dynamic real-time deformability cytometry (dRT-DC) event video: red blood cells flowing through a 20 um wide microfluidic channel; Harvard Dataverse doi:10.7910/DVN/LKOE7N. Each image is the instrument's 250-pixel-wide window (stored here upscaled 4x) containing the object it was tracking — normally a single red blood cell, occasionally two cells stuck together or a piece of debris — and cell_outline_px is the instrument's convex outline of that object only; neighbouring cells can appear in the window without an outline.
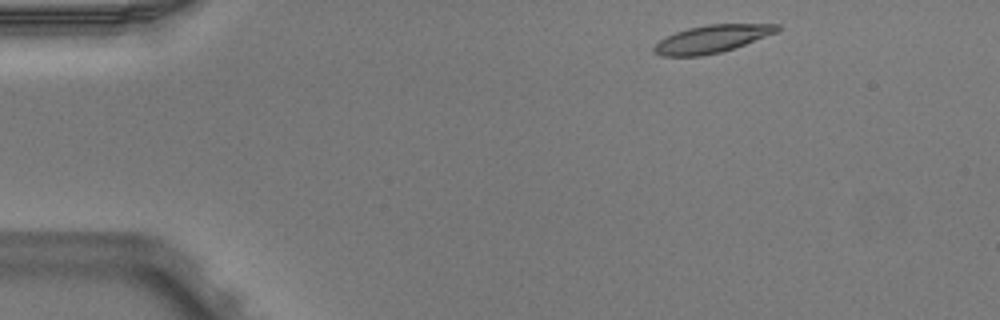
{"species": "Egyptian fruit bat (a non-hibernating species)", "species_latin": "Rousettus aegyptiacus", "temperature_condition": "warm", "stored_images_in_passage": 4, "camera_frame_rate_fps": 3000, "um_per_image_px": 0.085, "animal": {"sex": "male"}, "frame": {"image": 1, "passage_image": 1, "time_ms": 0.0, "image_size_px": [1000, 320], "cell_outline_px": [[780, 28], [776, 32], [744, 44], [720, 52], [700, 56], [660, 56], [652, 52], [652, 48], [660, 40], [676, 32], [688, 28], [708, 24], [780, 24]], "centroid_in_image_um": [60.46, 3.31], "position_along_channel_um": 24.5, "area_um2": 19.54}}
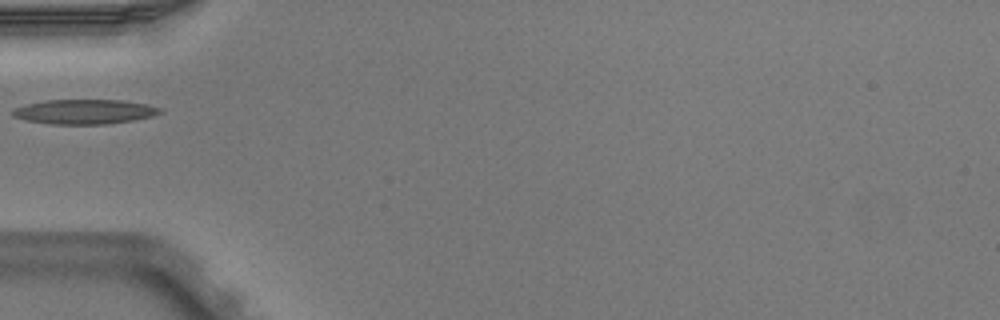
{"frame": {"image": 2, "passage_image": 4, "time_ms": 1.0, "image_size_px": [1000, 320], "cell_outline_px": [[160, 112], [152, 116], [132, 120], [108, 124], [48, 124], [24, 120], [12, 116], [12, 112], [16, 108], [24, 104], [44, 100], [120, 100], [148, 104], [160, 108]], "centroid_in_image_um": [7.13, 9.49], "position_along_channel_um": 77.9, "area_um2": 21.15}}